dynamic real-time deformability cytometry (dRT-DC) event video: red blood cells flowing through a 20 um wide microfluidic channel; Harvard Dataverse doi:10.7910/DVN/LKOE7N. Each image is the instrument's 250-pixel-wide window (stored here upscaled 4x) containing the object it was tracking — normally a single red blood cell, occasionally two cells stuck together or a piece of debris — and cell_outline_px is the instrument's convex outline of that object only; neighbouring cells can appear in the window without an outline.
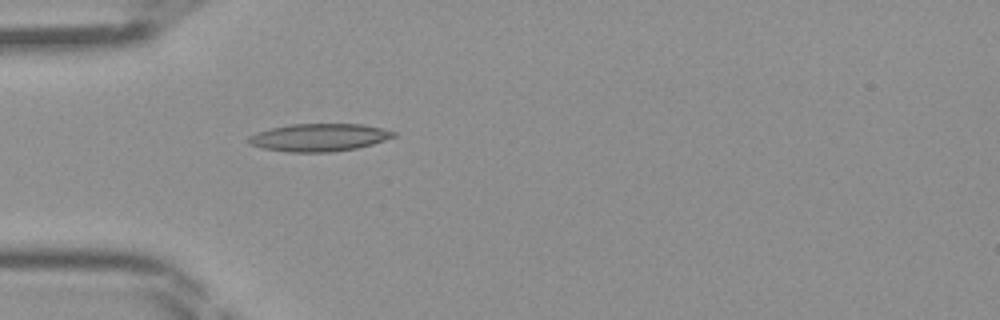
{"species": "Egyptian fruit bat (a non-hibernating species)", "species_latin": "Rousettus aegyptiacus", "temperature_condition": "room temperature", "stored_images_in_passage": 32, "camera_frame_rate_fps": 3000, "um_per_image_px": 0.085, "frame": {"image": 1, "passage_image": 1, "time_ms": 0.0, "image_size_px": [1000, 320], "cell_outline_px": [[396, 136], [372, 144], [356, 148], [328, 152], [288, 152], [264, 148], [248, 144], [248, 136], [272, 128], [292, 124], [360, 124], [380, 128], [396, 132]], "centroid_in_image_um": [27.12, 11.68], "position_along_channel_um": 57.9, "area_um2": 23.06}}
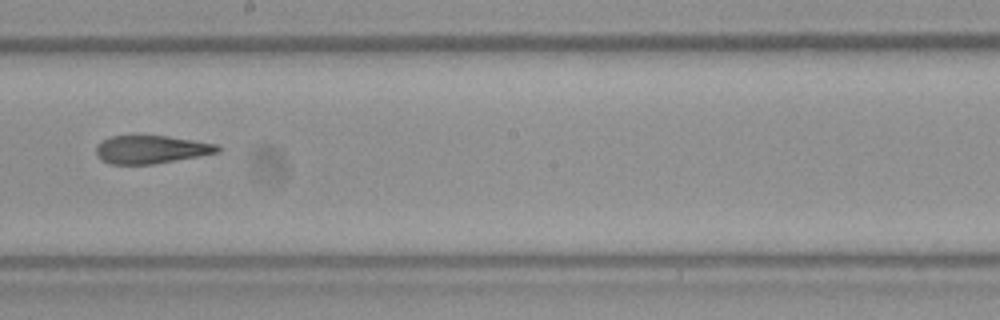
{"frame": {"image": 2, "passage_image": 13, "time_ms": 4.0, "image_size_px": [1000, 320], "cell_outline_px": [[220, 152], [200, 156], [152, 164], [108, 164], [100, 160], [96, 156], [96, 144], [112, 136], [168, 136], [216, 144], [220, 148]], "centroid_in_image_um": [12.81, 12.71], "position_along_channel_um": 235.4, "area_um2": 19.83}}
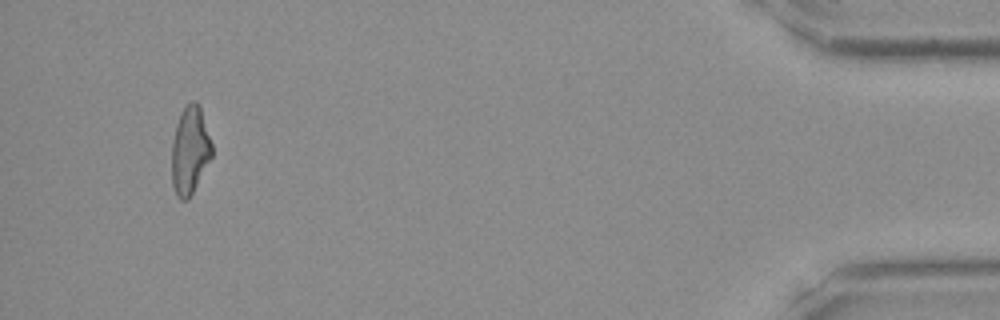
{"frame": {"image": 3, "passage_image": 30, "time_ms": 9.667, "image_size_px": [1000, 320], "cell_outline_px": [[212, 156], [188, 200], [180, 200], [176, 196], [172, 184], [172, 144], [176, 124], [180, 112], [192, 100], [196, 100], [200, 104], [212, 144]], "centroid_in_image_um": [16.14, 12.76], "position_along_channel_um": 419.1, "area_um2": 20.58}}